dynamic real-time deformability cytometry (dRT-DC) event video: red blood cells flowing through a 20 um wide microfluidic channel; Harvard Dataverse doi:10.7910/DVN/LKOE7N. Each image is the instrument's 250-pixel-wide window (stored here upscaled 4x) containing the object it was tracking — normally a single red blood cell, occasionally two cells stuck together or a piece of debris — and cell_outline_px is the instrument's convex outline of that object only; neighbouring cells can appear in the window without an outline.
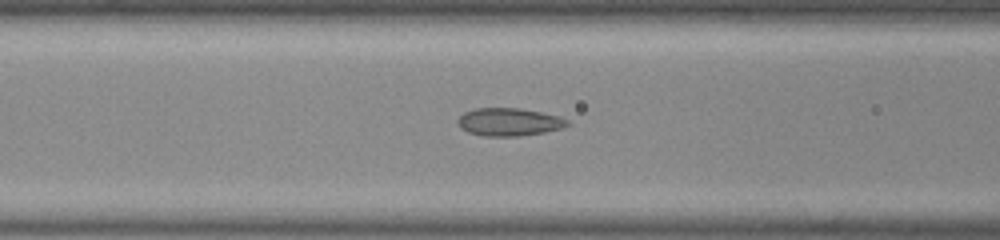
{"species": "common noctule bat (a hibernating species)", "species_latin": "Nyctalus noctula", "temperature_condition": "room temperature", "stored_images_in_passage": 43, "camera_frame_rate_fps": 3000, "um_per_image_px": 0.085, "animal": {"sex": "male", "body_mass_g": 20.0, "forearm_length_mm": 53.3}, "frame": {"image": 1, "passage_image": 13, "time_ms": 4.0, "image_size_px": [1000, 240], "cell_outline_px": [[572, 124], [560, 128], [544, 132], [520, 136], [484, 136], [468, 132], [460, 128], [456, 124], [456, 120], [464, 112], [476, 108], [520, 108], [560, 116], [568, 120]], "centroid_in_image_um": [43.25, 10.36], "position_along_channel_um": 123.4, "area_um2": 17.92}}
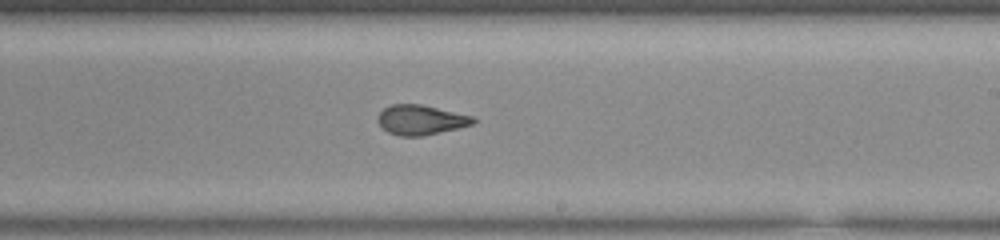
{"frame": {"image": 2, "passage_image": 23, "time_ms": 7.333, "image_size_px": [1000, 240], "cell_outline_px": [[476, 120], [472, 124], [456, 128], [420, 136], [400, 136], [388, 132], [376, 120], [376, 116], [384, 108], [392, 104], [420, 104], [472, 116]], "centroid_in_image_um": [35.71, 10.18], "position_along_channel_um": 253.3, "area_um2": 16.24}}
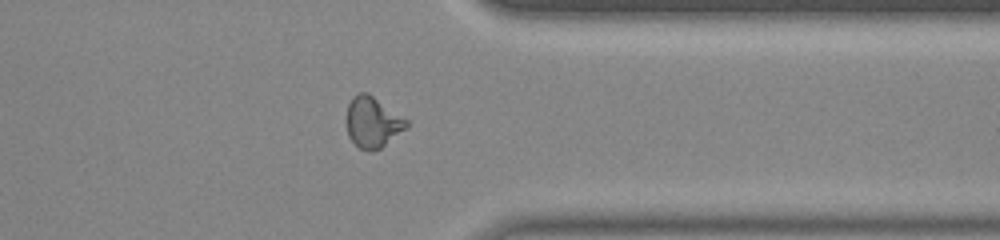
{"frame": {"image": 3, "passage_image": 33, "time_ms": 10.667, "image_size_px": [1000, 240], "cell_outline_px": [[408, 124], [404, 128], [380, 148], [372, 152], [368, 152], [360, 148], [348, 136], [348, 104], [352, 96], [360, 92], [368, 92], [408, 120]], "centroid_in_image_um": [31.66, 10.37], "position_along_channel_um": 379.7, "area_um2": 17.34}, "authors_computed_cell_mechanics": {"area_um2": 17.4556, "velocity_mm_per_s": 3.9098, "shape_relaxation_time_tau1_ms": null, "shape_relaxation_time_tau2_ms": 1.4703, "deformation_change_tau1": null, "deformation_change_tau2": 0.0665}}